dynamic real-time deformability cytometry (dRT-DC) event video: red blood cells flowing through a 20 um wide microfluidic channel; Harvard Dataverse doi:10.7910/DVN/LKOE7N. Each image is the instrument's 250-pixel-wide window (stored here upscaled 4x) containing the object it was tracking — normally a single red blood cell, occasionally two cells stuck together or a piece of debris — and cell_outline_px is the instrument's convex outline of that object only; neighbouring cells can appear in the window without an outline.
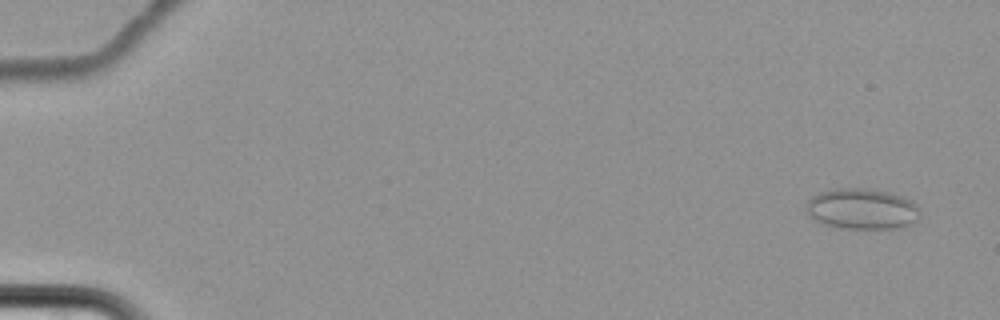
{"species": "common noctule bat (a hibernating species)", "species_latin": "Nyctalus noctula", "temperature_condition": "cold", "stored_images_in_passage": 8, "camera_frame_rate_fps": 3000, "um_per_image_px": 0.085, "animal": {"sex": "female", "body_mass_g": 22.7, "forearm_length_mm": 54.2}, "frame": {"image": 1, "passage_image": 2, "time_ms": 1.333, "image_size_px": [1000, 320], "cell_outline_px": [[920, 216], [908, 228], [840, 228], [824, 224], [808, 216], [804, 208], [808, 200], [812, 196], [820, 192], [836, 188], [876, 188], [904, 196], [912, 200], [920, 208]], "centroid_in_image_um": [73.3, 17.74], "position_along_channel_um": 11.7, "area_um2": 27.74}}